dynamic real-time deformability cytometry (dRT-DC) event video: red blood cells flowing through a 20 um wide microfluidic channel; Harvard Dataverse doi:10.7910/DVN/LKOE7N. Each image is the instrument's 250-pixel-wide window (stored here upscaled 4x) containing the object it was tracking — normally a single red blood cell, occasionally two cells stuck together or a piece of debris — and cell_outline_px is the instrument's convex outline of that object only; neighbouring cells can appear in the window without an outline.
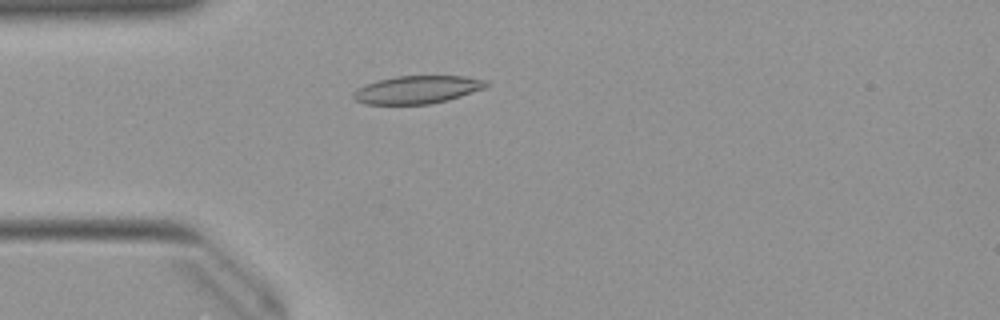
{"species": "Egyptian fruit bat (a non-hibernating species)", "species_latin": "Rousettus aegyptiacus", "temperature_condition": "warm", "stored_images_in_passage": 3, "camera_frame_rate_fps": 3000, "um_per_image_px": 0.085, "animal": {"sex": "female"}, "frame": {"image": 1, "passage_image": 1, "time_ms": 0.0, "image_size_px": [1000, 320], "cell_outline_px": [[488, 84], [484, 88], [448, 100], [428, 104], [364, 104], [356, 100], [352, 96], [352, 92], [364, 84], [376, 80], [396, 76], [464, 76], [488, 80]], "centroid_in_image_um": [35.43, 7.61], "position_along_channel_um": 49.6, "area_um2": 21.62}}